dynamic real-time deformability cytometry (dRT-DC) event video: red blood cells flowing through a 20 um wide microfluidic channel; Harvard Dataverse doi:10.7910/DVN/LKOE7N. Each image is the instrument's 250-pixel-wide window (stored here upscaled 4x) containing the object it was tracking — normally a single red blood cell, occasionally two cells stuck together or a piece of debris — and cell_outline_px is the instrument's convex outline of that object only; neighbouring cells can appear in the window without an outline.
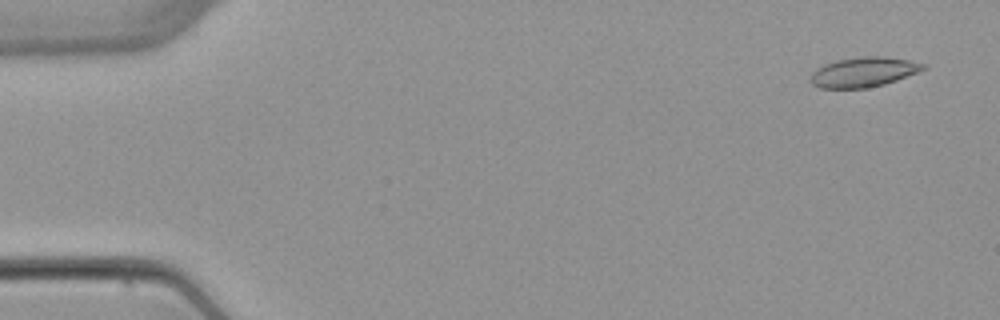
{"species": "common noctule bat (a hibernating species)", "species_latin": "Nyctalus noctula", "temperature_condition": "warm", "stored_images_in_passage": 6, "camera_frame_rate_fps": 3000, "um_per_image_px": 0.085, "animal": {"sex": "female", "body_mass_g": 22.7, "forearm_length_mm": 54.2}, "frame": {"image": 1, "passage_image": 1, "time_ms": 0.0, "image_size_px": [1000, 320], "cell_outline_px": [[928, 68], [896, 80], [884, 84], [868, 88], [820, 88], [812, 84], [808, 80], [812, 72], [816, 68], [824, 64], [836, 60], [860, 56], [884, 56], [908, 60], [928, 64]], "centroid_in_image_um": [73.39, 6.12], "position_along_channel_um": 11.6, "area_um2": 19.83}}
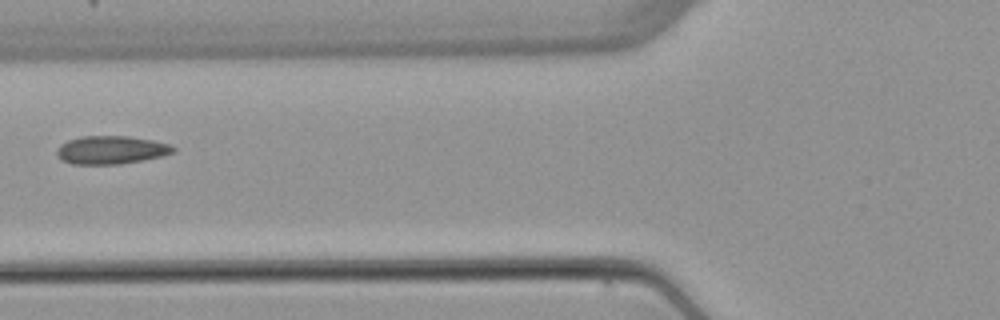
{"frame": {"image": 2, "passage_image": 5, "time_ms": 6.0, "image_size_px": [1000, 320], "cell_outline_px": [[176, 152], [144, 160], [120, 164], [72, 164], [60, 160], [56, 156], [56, 148], [60, 144], [68, 140], [80, 136], [128, 136], [152, 140], [172, 144], [176, 148]], "centroid_in_image_um": [9.43, 12.74], "position_along_channel_um": 116.4, "area_um2": 19.42}}
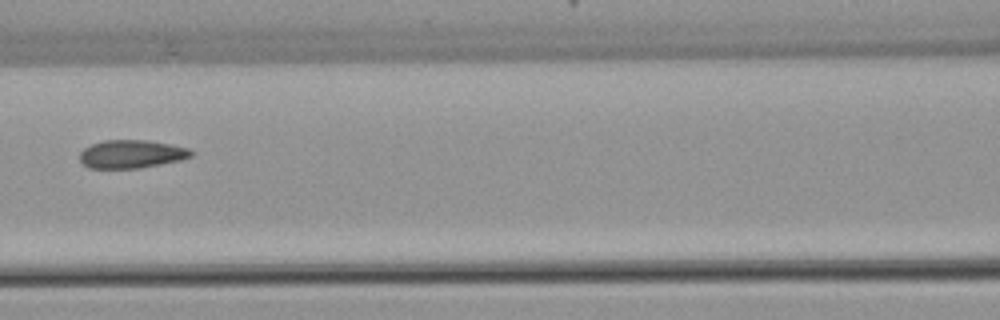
{"frame": {"image": 3, "passage_image": 6, "time_ms": 7.0, "image_size_px": [1000, 320], "cell_outline_px": [[196, 152], [192, 156], [180, 160], [140, 168], [88, 168], [80, 160], [80, 152], [84, 148], [92, 144], [104, 140], [148, 140], [188, 148]], "centroid_in_image_um": [11.18, 13.09], "position_along_channel_um": 155.4, "area_um2": 18.26}}